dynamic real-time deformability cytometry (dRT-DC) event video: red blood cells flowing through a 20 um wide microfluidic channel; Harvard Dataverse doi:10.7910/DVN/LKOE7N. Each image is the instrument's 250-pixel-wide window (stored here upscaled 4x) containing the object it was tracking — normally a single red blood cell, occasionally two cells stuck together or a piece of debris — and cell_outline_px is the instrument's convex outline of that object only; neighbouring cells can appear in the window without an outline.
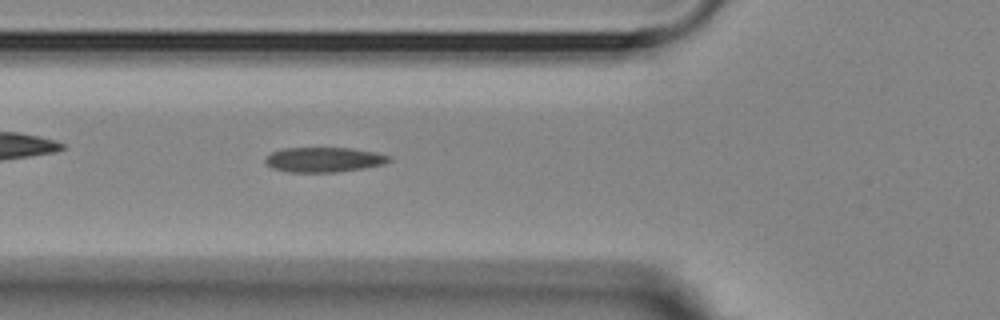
{"species": "Egyptian fruit bat (a non-hibernating species)", "species_latin": "Rousettus aegyptiacus", "temperature_condition": "room temperature", "stored_images_in_passage": 45, "camera_frame_rate_fps": 3000, "um_per_image_px": 0.085, "animal": {"sex": "female"}, "frame": {"image": 1, "passage_image": 12, "time_ms": 3.667, "image_size_px": [1000, 320], "cell_outline_px": [[392, 160], [384, 164], [364, 168], [336, 172], [288, 172], [272, 168], [264, 160], [272, 152], [284, 148], [352, 148], [376, 152], [392, 156]], "centroid_in_image_um": [27.58, 13.57], "position_along_channel_um": 98.2, "area_um2": 17.98}}
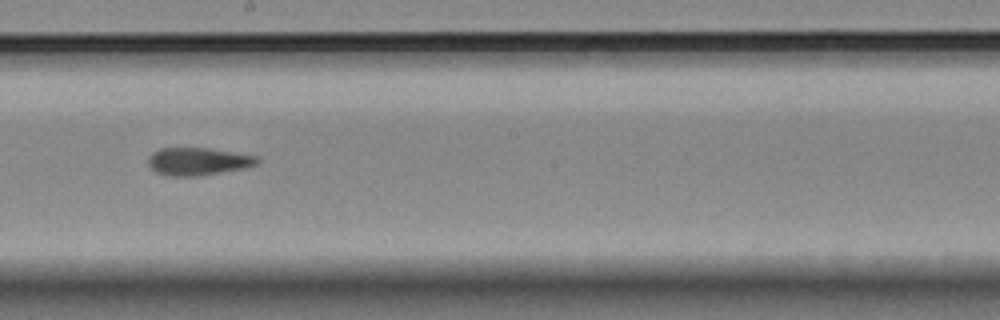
{"frame": {"image": 2, "passage_image": 23, "time_ms": 7.333, "image_size_px": [1000, 320], "cell_outline_px": [[260, 164], [248, 168], [196, 176], [168, 176], [156, 172], [148, 164], [148, 156], [152, 152], [160, 148], [208, 148], [260, 156]], "centroid_in_image_um": [16.89, 13.72], "position_along_channel_um": 231.3, "area_um2": 17.86}}
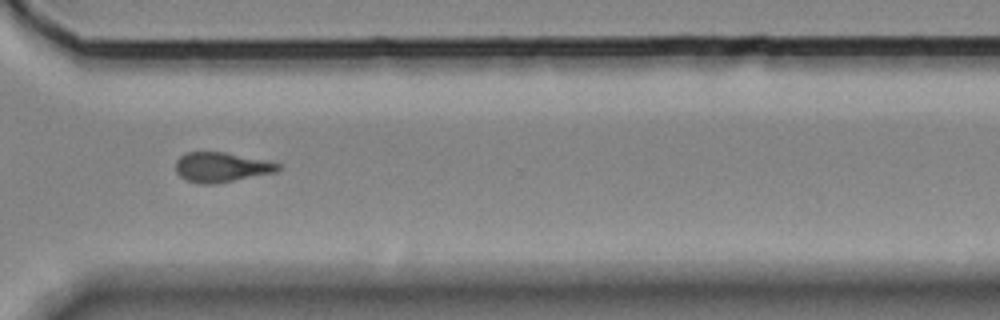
{"frame": {"image": 3, "passage_image": 33, "time_ms": 10.667, "image_size_px": [1000, 320], "cell_outline_px": [[280, 168], [276, 172], [212, 184], [204, 184], [188, 180], [180, 176], [176, 172], [176, 160], [184, 152], [224, 152], [264, 160], [280, 164]], "centroid_in_image_um": [18.78, 14.2], "position_along_channel_um": 351.8, "area_um2": 17.46}}